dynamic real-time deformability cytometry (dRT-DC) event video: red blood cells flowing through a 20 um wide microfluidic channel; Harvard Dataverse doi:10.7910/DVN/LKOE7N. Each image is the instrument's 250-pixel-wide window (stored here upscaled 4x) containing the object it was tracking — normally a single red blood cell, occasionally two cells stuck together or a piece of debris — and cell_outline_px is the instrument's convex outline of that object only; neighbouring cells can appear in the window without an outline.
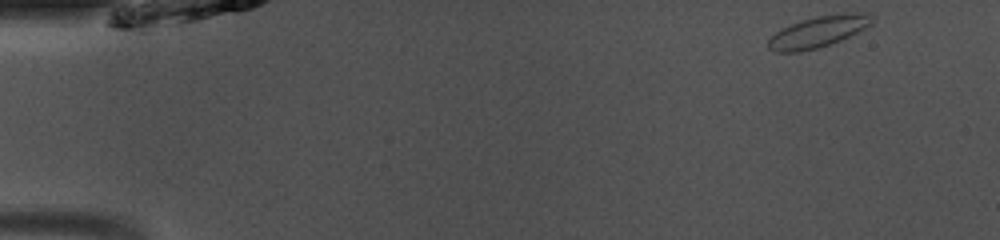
{"species": "common noctule bat (a hibernating species)", "species_latin": "Nyctalus noctula", "temperature_condition": "room temperature", "stored_images_in_passage": 45, "camera_frame_rate_fps": 3000, "um_per_image_px": 0.085, "animal": {"sex": "male", "body_mass_g": 13.0, "forearm_length_mm": 53.1}, "frame": {"image": 1, "passage_image": 1, "time_ms": 0.0, "image_size_px": [1000, 240], "cell_outline_px": [[872, 24], [840, 40], [816, 48], [800, 52], [776, 52], [768, 48], [768, 40], [776, 32], [800, 20], [816, 16], [852, 12], [868, 12], [872, 16]], "centroid_in_image_um": [69.55, 2.68], "position_along_channel_um": 15.4, "area_um2": 18.61}}
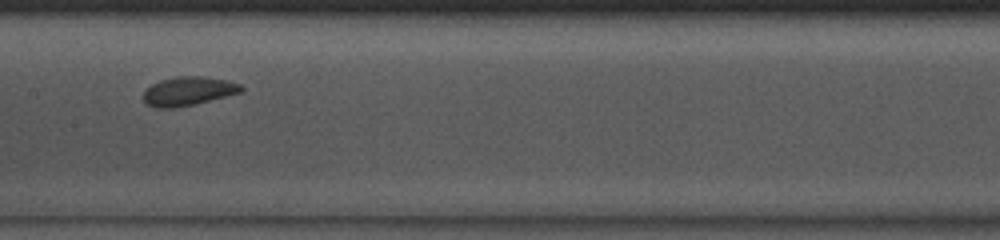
{"frame": {"image": 2, "passage_image": 22, "time_ms": 7.0, "image_size_px": [1000, 240], "cell_outline_px": [[244, 88], [240, 92], [192, 104], [172, 108], [152, 108], [144, 100], [144, 92], [152, 84], [160, 80], [176, 76], [200, 76], [224, 80], [240, 84]], "centroid_in_image_um": [15.95, 7.74], "position_along_channel_um": 191.4, "area_um2": 16.01}}
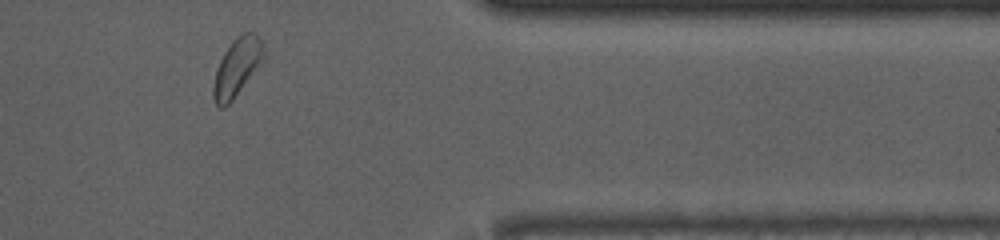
{"frame": {"image": 3, "passage_image": 38, "time_ms": 12.333, "image_size_px": [1000, 240], "cell_outline_px": [[268, 56], [232, 100], [224, 108], [220, 108], [216, 104], [212, 96], [212, 88], [216, 68], [224, 52], [232, 40], [236, 36], [244, 32], [256, 32], [264, 40]], "centroid_in_image_um": [20.21, 5.65], "position_along_channel_um": 391.2, "area_um2": 17.69}, "authors_computed_cell_mechanics": {"area_um2": 16.8198, "velocity_mm_per_s": 4.0538, "shape_relaxation_time_tau1_ms": 3.2872, "shape_relaxation_time_tau2_ms": 1.4774, "deformation_change_tau1": 0.0807, "deformation_change_tau2": 0.0549}}